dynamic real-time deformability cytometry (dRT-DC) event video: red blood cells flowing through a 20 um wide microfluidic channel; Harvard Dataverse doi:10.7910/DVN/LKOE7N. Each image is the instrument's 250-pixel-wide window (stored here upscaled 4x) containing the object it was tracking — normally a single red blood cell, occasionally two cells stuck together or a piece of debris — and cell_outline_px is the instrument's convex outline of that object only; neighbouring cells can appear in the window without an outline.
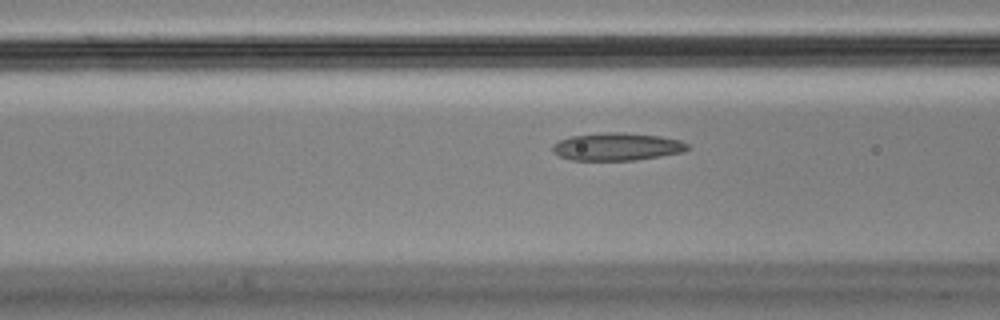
{"species": "Egyptian fruit bat (a non-hibernating species)", "species_latin": "Rousettus aegyptiacus", "temperature_condition": "cold", "stored_images_in_passage": 39, "camera_frame_rate_fps": 3000, "um_per_image_px": 0.085, "animal": {"sex": "male"}, "frame": {"image": 1, "passage_image": 10, "time_ms": 3.0, "image_size_px": [1000, 320], "cell_outline_px": [[688, 148], [684, 152], [636, 160], [572, 160], [560, 156], [552, 152], [552, 144], [560, 140], [572, 136], [604, 132], [624, 132], [660, 136], [680, 140], [688, 144]], "centroid_in_image_um": [52.44, 12.46], "position_along_channel_um": 114.2, "area_um2": 21.79}}
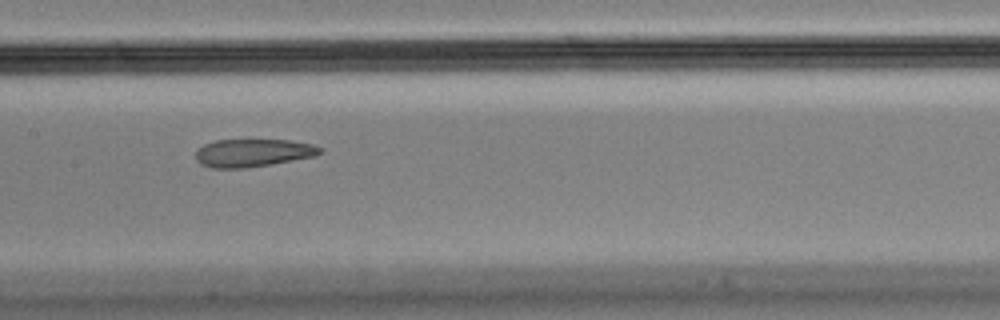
{"frame": {"image": 2, "passage_image": 16, "time_ms": 5.0, "image_size_px": [1000, 320], "cell_outline_px": [[324, 152], [312, 156], [272, 164], [248, 168], [212, 168], [200, 164], [196, 160], [196, 152], [204, 144], [216, 140], [292, 140], [312, 144], [324, 148]], "centroid_in_image_um": [21.51, 12.99], "position_along_channel_um": 185.9, "area_um2": 20.23}}
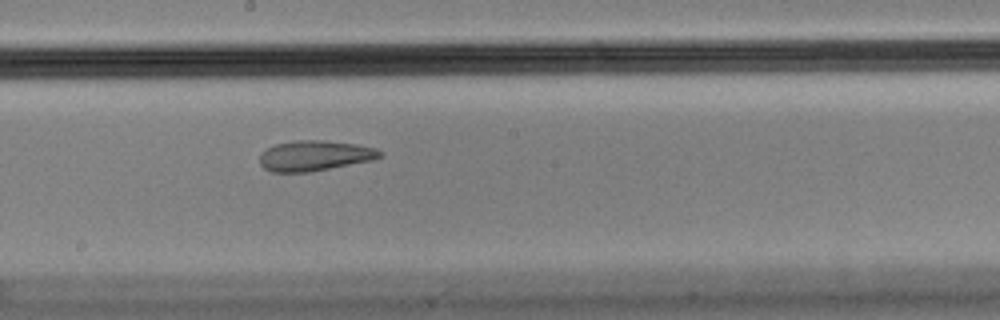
{"frame": {"image": 3, "passage_image": 19, "time_ms": 6.0, "image_size_px": [1000, 320], "cell_outline_px": [[384, 156], [372, 160], [308, 172], [272, 172], [264, 168], [260, 164], [260, 156], [268, 148], [276, 144], [296, 140], [324, 140], [356, 144], [376, 148], [384, 152]], "centroid_in_image_um": [26.79, 13.23], "position_along_channel_um": 221.4, "area_um2": 21.15}, "authors_computed_cell_mechanics": {"area_um2": 22.253, "velocity_mm_per_s": 3.5664, "shape_relaxation_time_tau1_ms": null, "shape_relaxation_time_tau2_ms": 1.7127, "deformation_change_tau1": null, "deformation_change_tau2": 0.0734}}